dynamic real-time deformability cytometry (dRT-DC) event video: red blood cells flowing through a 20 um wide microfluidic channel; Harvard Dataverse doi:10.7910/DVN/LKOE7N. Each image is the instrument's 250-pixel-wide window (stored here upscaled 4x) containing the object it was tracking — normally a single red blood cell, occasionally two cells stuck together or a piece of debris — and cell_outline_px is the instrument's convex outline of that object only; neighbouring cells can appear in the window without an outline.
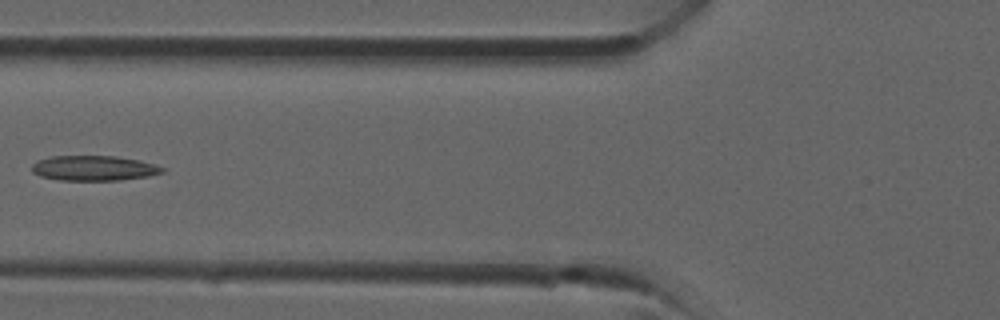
{"species": "common noctule bat (a hibernating species)", "species_latin": "Nyctalus noctula", "temperature_condition": "room temperature", "stored_images_in_passage": 35, "camera_frame_rate_fps": 3000, "um_per_image_px": 0.085, "animal": {"sex": "male", "forearm_length_mm": 52.5}, "frame": {"image": 1, "passage_image": 13, "time_ms": 4.0, "image_size_px": [1000, 320], "cell_outline_px": [[164, 172], [148, 176], [120, 180], [60, 180], [40, 176], [32, 172], [32, 164], [40, 160], [52, 156], [116, 156], [136, 160], [152, 164], [164, 168]], "centroid_in_image_um": [7.95, 14.3], "position_along_channel_um": 117.8, "area_um2": 18.79}}
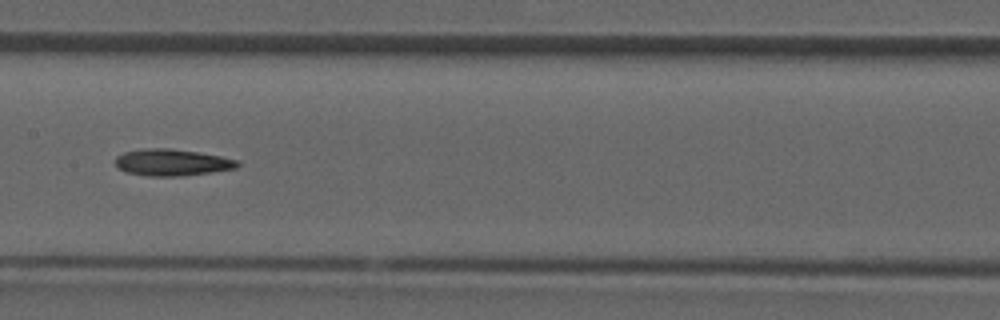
{"frame": {"image": 2, "passage_image": 17, "time_ms": 5.333, "image_size_px": [1000, 320], "cell_outline_px": [[240, 164], [236, 168], [212, 172], [184, 176], [148, 176], [128, 172], [116, 168], [116, 156], [124, 152], [144, 148], [168, 148], [200, 152], [240, 160]], "centroid_in_image_um": [14.64, 13.8], "position_along_channel_um": 192.8, "area_um2": 19.13}}
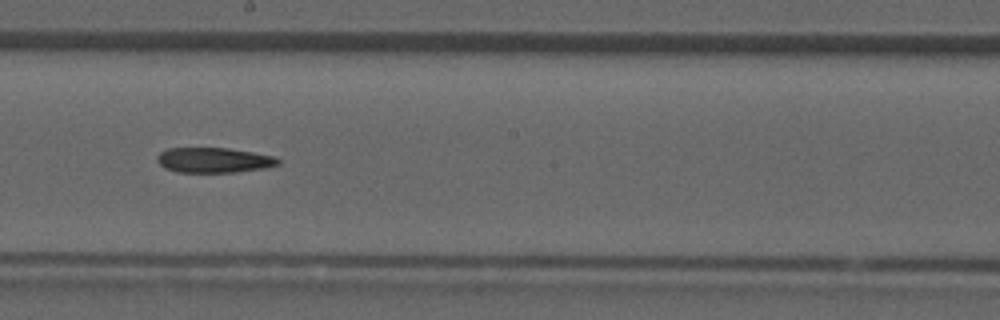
{"frame": {"image": 3, "passage_image": 19, "time_ms": 6.0, "image_size_px": [1000, 320], "cell_outline_px": [[280, 164], [268, 168], [236, 172], [176, 172], [164, 168], [156, 160], [156, 156], [160, 152], [168, 148], [228, 148], [252, 152], [272, 156], [280, 160]], "centroid_in_image_um": [18.16, 13.62], "position_along_channel_um": 230.0, "area_um2": 17.8}}